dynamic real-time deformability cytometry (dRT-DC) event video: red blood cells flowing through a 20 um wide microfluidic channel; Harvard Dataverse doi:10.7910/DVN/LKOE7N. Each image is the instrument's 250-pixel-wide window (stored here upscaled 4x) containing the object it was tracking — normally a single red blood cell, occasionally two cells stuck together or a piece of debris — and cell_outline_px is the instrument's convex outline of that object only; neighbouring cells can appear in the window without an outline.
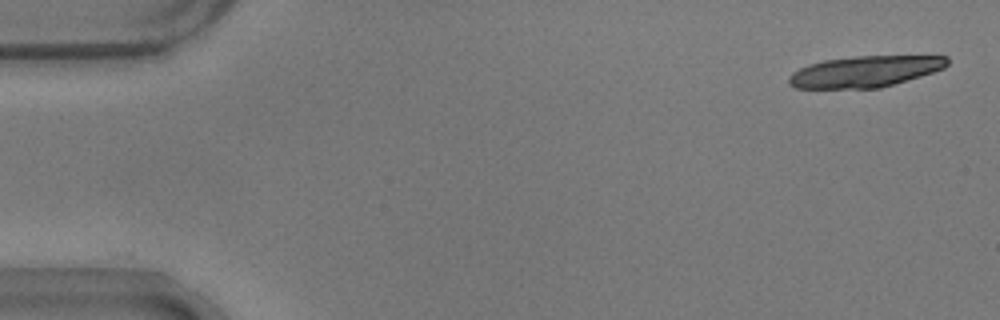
{"species": "common noctule bat (a hibernating species)", "species_latin": "Nyctalus noctula", "temperature_condition": "warm", "stored_images_in_passage": 17, "camera_frame_rate_fps": 3000, "um_per_image_px": 0.085, "animal": {"sex": "male", "body_mass_g": 17.9}, "frame": {"image": 1, "passage_image": 1, "time_ms": 0.0, "image_size_px": [1000, 320], "cell_outline_px": [[948, 64], [944, 68], [920, 76], [880, 88], [796, 88], [788, 84], [788, 76], [792, 72], [808, 64], [824, 60], [856, 56], [948, 56]], "centroid_in_image_um": [73.48, 6.08], "position_along_channel_um": 11.5, "area_um2": 28.67}}